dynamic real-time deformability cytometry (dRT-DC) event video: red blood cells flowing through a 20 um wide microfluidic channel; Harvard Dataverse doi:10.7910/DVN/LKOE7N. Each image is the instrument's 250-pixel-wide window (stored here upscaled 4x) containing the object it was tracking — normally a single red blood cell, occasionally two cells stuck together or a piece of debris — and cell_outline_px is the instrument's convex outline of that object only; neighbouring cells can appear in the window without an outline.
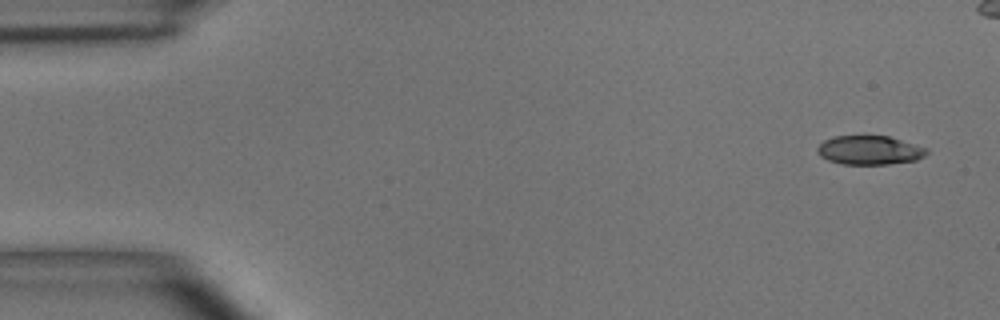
{"species": "common noctule bat (a hibernating species)", "species_latin": "Nyctalus noctula", "temperature_condition": "room temperature", "stored_images_in_passage": 6, "camera_frame_rate_fps": 3000, "um_per_image_px": 0.085, "animal": {"sex": "male", "body_mass_g": 15.6}, "frame": {"image": 1, "passage_image": 1, "time_ms": 0.0, "image_size_px": [1000, 320], "cell_outline_px": [[928, 152], [924, 156], [916, 160], [888, 164], [844, 164], [828, 160], [820, 156], [816, 152], [816, 148], [824, 140], [836, 136], [888, 136], [924, 148]], "centroid_in_image_um": [73.85, 12.77], "position_along_channel_um": 11.1, "area_um2": 18.15}}
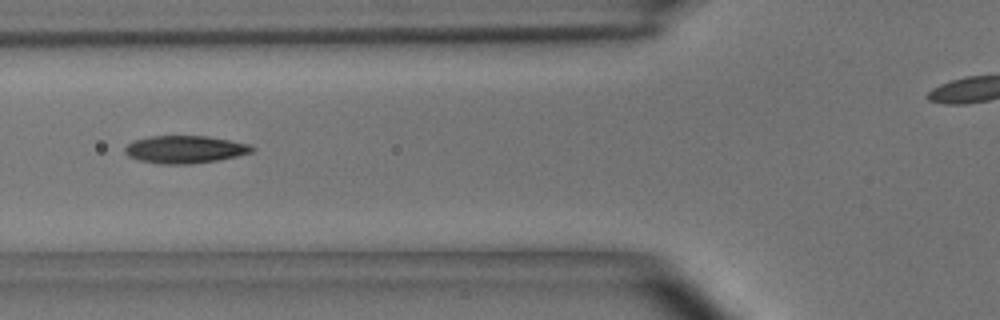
{"frame": {"image": 2, "passage_image": 6, "time_ms": 5.667, "image_size_px": [1000, 320], "cell_outline_px": [[256, 148], [252, 152], [236, 156], [216, 160], [192, 164], [160, 164], [140, 160], [128, 156], [124, 152], [124, 148], [132, 140], [148, 136], [208, 136], [248, 144]], "centroid_in_image_um": [15.68, 12.69], "position_along_channel_um": 110.1, "area_um2": 20.4}}